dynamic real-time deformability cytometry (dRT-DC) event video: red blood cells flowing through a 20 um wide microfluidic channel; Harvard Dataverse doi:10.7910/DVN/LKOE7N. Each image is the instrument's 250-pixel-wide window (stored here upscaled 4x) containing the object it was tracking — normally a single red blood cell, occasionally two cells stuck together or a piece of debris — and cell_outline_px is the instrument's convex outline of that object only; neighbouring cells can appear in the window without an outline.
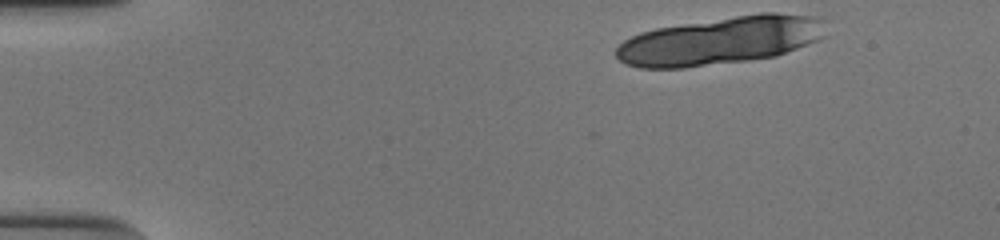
{"species": "human", "species_latin": "Homo sapiens", "temperature_condition": "cold", "stored_images_in_passage": 14, "camera_frame_rate_fps": 3000, "um_per_image_px": 0.085, "donor": {"sex": "male"}, "frame": {"image": 1, "passage_image": 1, "time_ms": 0.0, "image_size_px": [1000, 240], "cell_outline_px": [[828, 36], [820, 40], [776, 56], [748, 60], [684, 68], [640, 68], [624, 64], [616, 56], [616, 48], [624, 40], [640, 32], [656, 28], [760, 12], [776, 12], [812, 16], [820, 20]], "centroid_in_image_um": [61.24, 3.46], "position_along_channel_um": 23.8, "area_um2": 58.61}}